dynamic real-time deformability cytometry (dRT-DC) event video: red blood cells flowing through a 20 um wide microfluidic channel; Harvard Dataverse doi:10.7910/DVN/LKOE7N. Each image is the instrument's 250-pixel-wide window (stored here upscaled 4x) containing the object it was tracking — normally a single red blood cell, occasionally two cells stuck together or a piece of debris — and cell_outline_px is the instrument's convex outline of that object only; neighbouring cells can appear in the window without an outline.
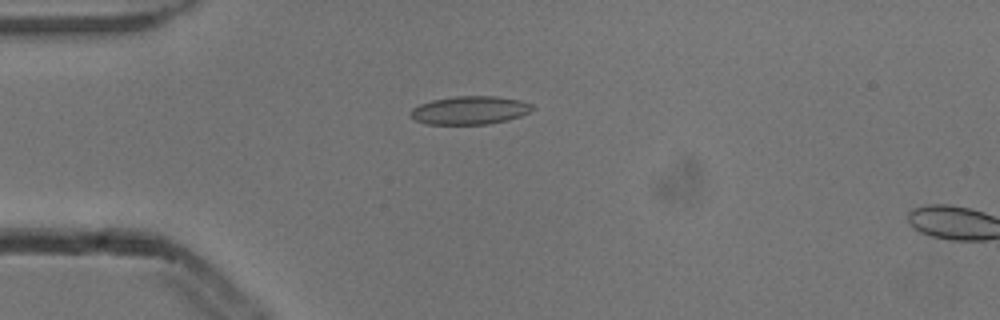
{"species": "common noctule bat (a hibernating species)", "species_latin": "Nyctalus noctula", "temperature_condition": "cold", "stored_images_in_passage": 5, "camera_frame_rate_fps": 3000, "um_per_image_px": 0.085, "animal": {"sex": "male", "body_mass_g": 13.3}, "frame": {"image": 1, "passage_image": 4, "time_ms": 1.0, "image_size_px": [1000, 320], "cell_outline_px": [[536, 108], [520, 116], [508, 120], [488, 124], [424, 124], [416, 120], [408, 112], [412, 108], [420, 104], [432, 100], [456, 96], [496, 96], [520, 100], [532, 104]], "centroid_in_image_um": [39.94, 9.37], "position_along_channel_um": 45.1, "area_um2": 20.11}}